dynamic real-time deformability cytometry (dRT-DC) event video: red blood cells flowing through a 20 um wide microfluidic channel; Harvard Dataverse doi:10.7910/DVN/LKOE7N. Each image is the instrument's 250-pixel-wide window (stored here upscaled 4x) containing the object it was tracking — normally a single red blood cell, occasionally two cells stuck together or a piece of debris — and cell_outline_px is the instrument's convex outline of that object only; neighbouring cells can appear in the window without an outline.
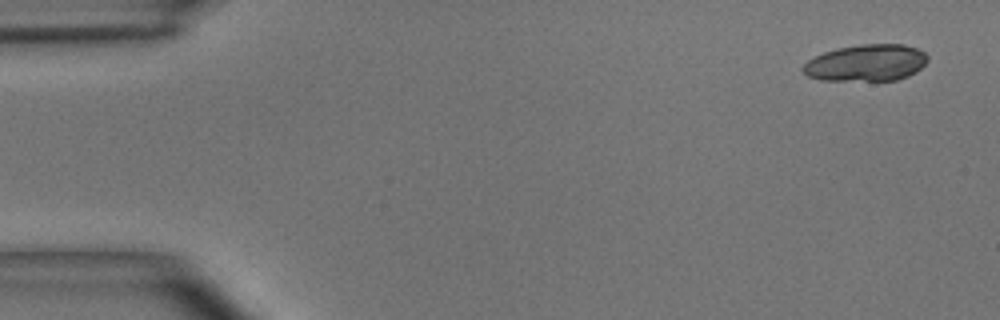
{"species": "common noctule bat (a hibernating species)", "species_latin": "Nyctalus noctula", "temperature_condition": "room temperature", "stored_images_in_passage": 7, "camera_frame_rate_fps": 3000, "um_per_image_px": 0.085, "animal": {"sex": "male", "body_mass_g": 15.6}, "frame": {"image": 1, "passage_image": 1, "time_ms": 0.0, "image_size_px": [1000, 320], "cell_outline_px": [[928, 60], [916, 72], [908, 76], [896, 80], [820, 80], [808, 76], [800, 68], [808, 60], [824, 52], [836, 48], [860, 44], [904, 44], [916, 48], [924, 52], [928, 56]], "centroid_in_image_um": [73.63, 5.34], "position_along_channel_um": 11.4, "area_um2": 26.7}}